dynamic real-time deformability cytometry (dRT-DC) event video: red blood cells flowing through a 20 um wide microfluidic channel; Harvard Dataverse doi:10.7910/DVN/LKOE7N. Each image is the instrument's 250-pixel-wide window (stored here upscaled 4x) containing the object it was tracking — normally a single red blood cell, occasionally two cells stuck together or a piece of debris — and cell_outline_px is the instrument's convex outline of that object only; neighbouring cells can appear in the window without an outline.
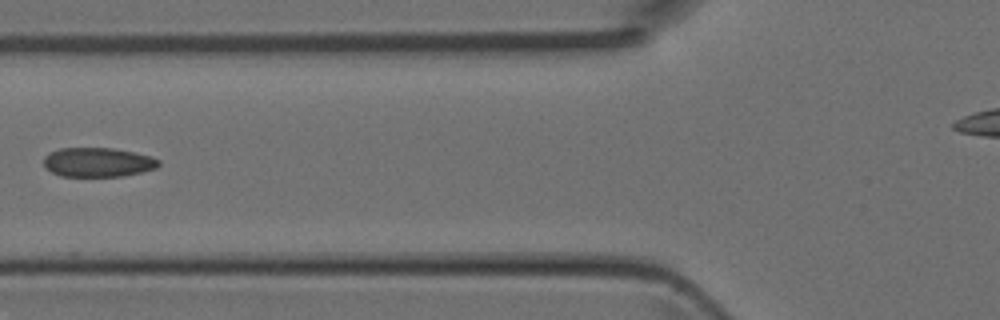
{"species": "Egyptian fruit bat (a non-hibernating species)", "species_latin": "Rousettus aegyptiacus", "temperature_condition": "room temperature", "stored_images_in_passage": 5, "camera_frame_rate_fps": 3000, "um_per_image_px": 0.085, "animal": {"sex": "female"}, "frame": {"image": 1, "passage_image": 5, "time_ms": 1.333, "image_size_px": [1000, 320], "cell_outline_px": [[160, 164], [156, 168], [140, 172], [120, 176], [60, 176], [44, 168], [44, 156], [48, 152], [60, 148], [112, 148], [152, 156], [160, 160]], "centroid_in_image_um": [8.29, 13.78], "position_along_channel_um": 117.5, "area_um2": 19.65}}